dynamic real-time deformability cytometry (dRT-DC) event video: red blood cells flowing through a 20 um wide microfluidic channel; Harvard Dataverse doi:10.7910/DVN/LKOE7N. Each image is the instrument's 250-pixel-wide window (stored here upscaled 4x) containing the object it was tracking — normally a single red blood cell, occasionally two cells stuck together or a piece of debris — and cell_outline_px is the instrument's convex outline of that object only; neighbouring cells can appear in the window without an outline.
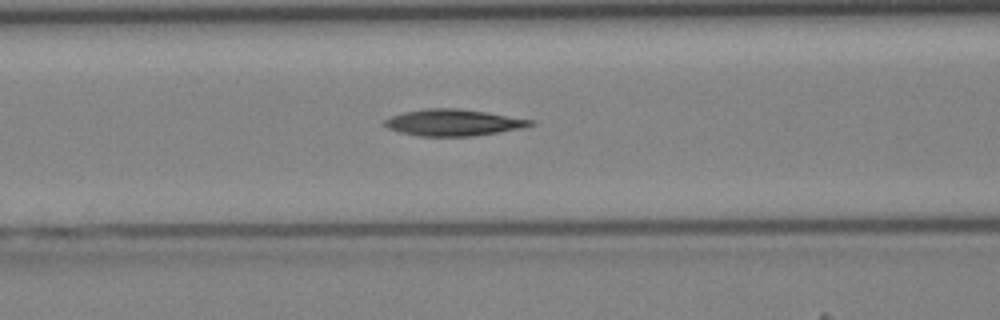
{"species": "Egyptian fruit bat (a non-hibernating species)", "species_latin": "Rousettus aegyptiacus", "temperature_condition": "cold", "stored_images_in_passage": 43, "camera_frame_rate_fps": 3000, "um_per_image_px": 0.085, "animal": {"sex": "female"}, "frame": {"image": 1, "passage_image": 18, "time_ms": 5.667, "image_size_px": [1000, 320], "cell_outline_px": [[536, 124], [520, 128], [500, 132], [472, 136], [420, 136], [400, 132], [388, 128], [384, 124], [384, 120], [392, 116], [404, 112], [428, 108], [456, 108], [484, 112], [532, 120]], "centroid_in_image_um": [38.51, 10.42], "position_along_channel_um": 128.1, "area_um2": 22.2}}
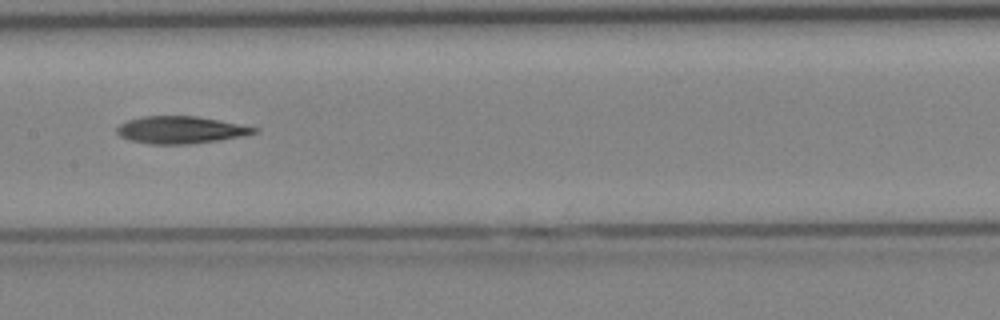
{"frame": {"image": 2, "passage_image": 22, "time_ms": 7.0, "image_size_px": [1000, 320], "cell_outline_px": [[260, 132], [240, 136], [216, 140], [188, 144], [148, 144], [132, 140], [120, 136], [116, 132], [116, 128], [120, 124], [128, 120], [144, 116], [196, 116], [260, 128]], "centroid_in_image_um": [15.34, 11.04], "position_along_channel_um": 192.1, "area_um2": 21.56}}
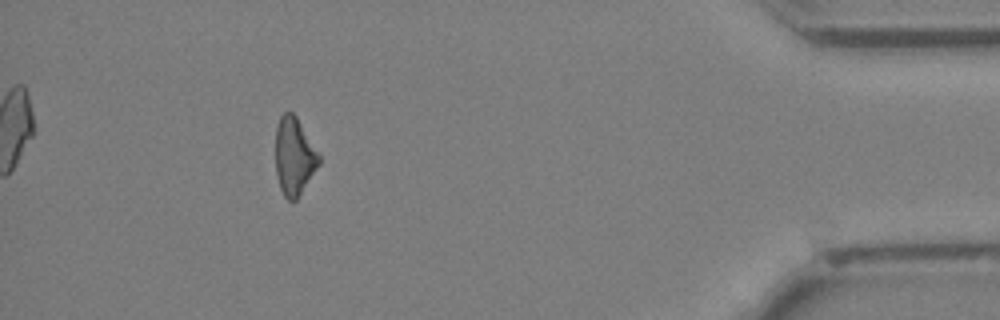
{"frame": {"image": 3, "passage_image": 39, "time_ms": 12.667, "image_size_px": [1000, 320], "cell_outline_px": [[320, 164], [296, 200], [288, 200], [284, 196], [280, 188], [276, 176], [276, 128], [280, 116], [284, 112], [292, 112], [296, 116], [320, 152]], "centroid_in_image_um": [25.02, 13.27], "position_along_channel_um": 410.2, "area_um2": 19.83}}